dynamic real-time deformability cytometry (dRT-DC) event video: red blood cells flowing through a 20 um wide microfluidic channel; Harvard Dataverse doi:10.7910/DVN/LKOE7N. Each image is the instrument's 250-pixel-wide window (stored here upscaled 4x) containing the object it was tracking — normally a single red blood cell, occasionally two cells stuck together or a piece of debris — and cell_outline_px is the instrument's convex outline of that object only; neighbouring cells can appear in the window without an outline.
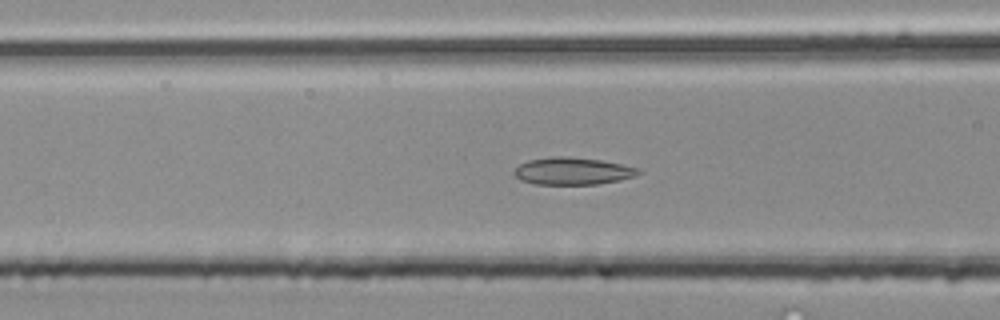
{"species": "common noctule bat (a hibernating species)", "species_latin": "Nyctalus noctula", "temperature_condition": "room temperature", "stored_images_in_passage": 50, "camera_frame_rate_fps": 3000, "um_per_image_px": 0.085, "animal": {"sex": "male", "body_mass_g": 20.4}, "frame": {"image": 1, "passage_image": 20, "time_ms": 6.333, "image_size_px": [1000, 320], "cell_outline_px": [[640, 172], [636, 176], [620, 180], [596, 184], [536, 184], [520, 180], [512, 172], [520, 164], [528, 160], [552, 156], [568, 156], [600, 160], [640, 168]], "centroid_in_image_um": [48.66, 14.54], "position_along_channel_um": 117.9, "area_um2": 19.71}}
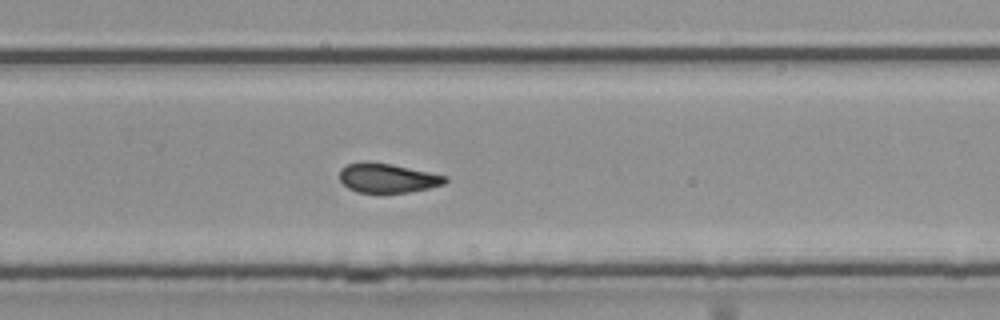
{"frame": {"image": 2, "passage_image": 33, "time_ms": 10.667, "image_size_px": [1000, 320], "cell_outline_px": [[448, 180], [444, 184], [428, 188], [408, 192], [356, 192], [348, 188], [340, 180], [340, 168], [348, 164], [364, 160], [392, 164], [448, 176]], "centroid_in_image_um": [32.92, 15.11], "position_along_channel_um": 296.9, "area_um2": 18.09}}
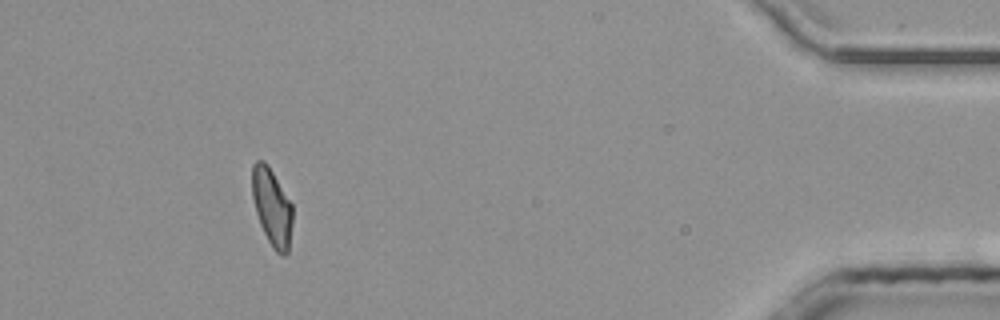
{"frame": {"image": 3, "passage_image": 46, "time_ms": 15.0, "image_size_px": [1000, 320], "cell_outline_px": [[292, 224], [288, 252], [284, 256], [280, 256], [272, 248], [260, 224], [256, 212], [252, 196], [252, 164], [256, 160], [264, 160], [268, 164], [292, 204]], "centroid_in_image_um": [23.11, 17.6], "position_along_channel_um": 412.1, "area_um2": 18.32}, "authors_computed_cell_mechanics": {"area_um2": 18.9295, "velocity_mm_per_s": 4.133, "shape_relaxation_time_tau1_ms": null, "shape_relaxation_time_tau2_ms": 2.9582, "deformation_change_tau1": null, "deformation_change_tau2": 0.1045}}